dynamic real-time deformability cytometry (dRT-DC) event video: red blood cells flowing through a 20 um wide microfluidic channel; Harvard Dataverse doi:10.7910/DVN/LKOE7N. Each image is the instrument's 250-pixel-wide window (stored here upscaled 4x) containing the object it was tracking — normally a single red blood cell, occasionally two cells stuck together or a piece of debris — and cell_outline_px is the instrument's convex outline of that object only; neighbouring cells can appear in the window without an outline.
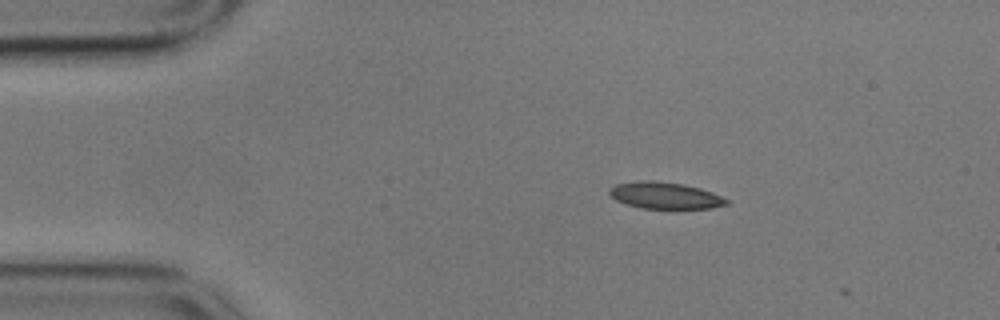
{"species": "common noctule bat (a hibernating species)", "species_latin": "Nyctalus noctula", "temperature_condition": "cold", "stored_images_in_passage": 3, "camera_frame_rate_fps": 3000, "um_per_image_px": 0.085, "animal": {"sex": "male", "body_mass_g": 17.9}, "frame": {"image": 1, "passage_image": 2, "time_ms": 0.333, "image_size_px": [1000, 320], "cell_outline_px": [[728, 204], [712, 208], [640, 208], [616, 200], [608, 192], [608, 188], [616, 184], [640, 180], [652, 180], [684, 184], [700, 188], [712, 192], [728, 200]], "centroid_in_image_um": [56.5, 16.6], "position_along_channel_um": 28.5, "area_um2": 18.09}}